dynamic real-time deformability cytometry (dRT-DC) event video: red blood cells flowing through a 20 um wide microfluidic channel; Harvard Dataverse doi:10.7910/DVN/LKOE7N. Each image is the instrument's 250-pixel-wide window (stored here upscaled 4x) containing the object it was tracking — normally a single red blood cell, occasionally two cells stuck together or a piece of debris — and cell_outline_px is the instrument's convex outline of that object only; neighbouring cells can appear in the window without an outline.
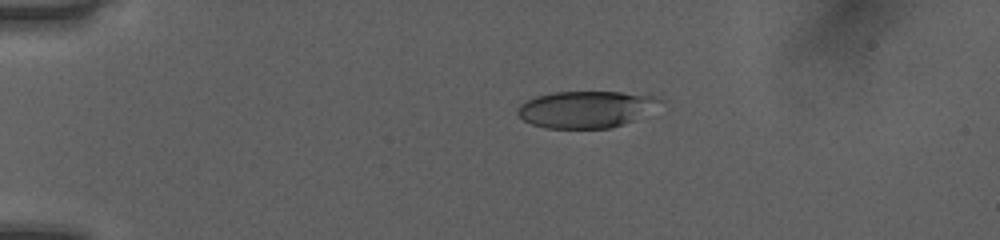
{"species": "human", "species_latin": "Homo sapiens", "temperature_condition": "room temperature", "stored_images_in_passage": 41, "camera_frame_rate_fps": 3000, "um_per_image_px": 0.085, "donor": {"sex": "female"}, "frame": {"image": 1, "passage_image": 1, "time_ms": 0.0, "image_size_px": [1000, 240], "cell_outline_px": [[668, 100], [632, 120], [624, 124], [612, 128], [544, 128], [532, 124], [524, 120], [516, 112], [516, 108], [524, 100], [536, 96], [556, 92], [620, 92], [656, 96]], "centroid_in_image_um": [49.79, 9.28], "position_along_channel_um": 35.2, "area_um2": 30.58}}
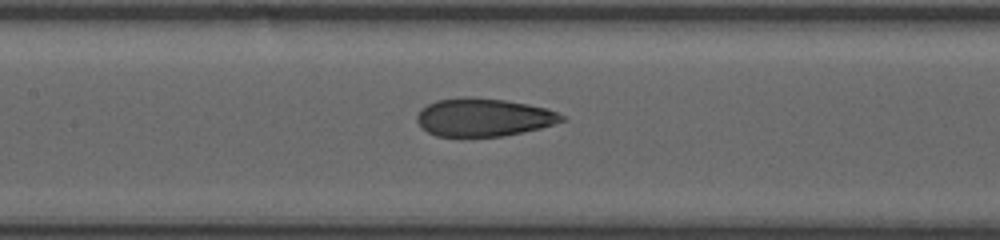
{"frame": {"image": 2, "passage_image": 15, "time_ms": 4.667, "image_size_px": [1000, 240], "cell_outline_px": [[568, 120], [540, 128], [504, 136], [436, 136], [428, 132], [416, 120], [416, 116], [428, 104], [436, 100], [460, 96], [472, 96], [504, 100], [528, 104], [544, 108], [556, 112], [564, 116]], "centroid_in_image_um": [41.11, 9.96], "position_along_channel_um": 166.3, "area_um2": 32.02}}
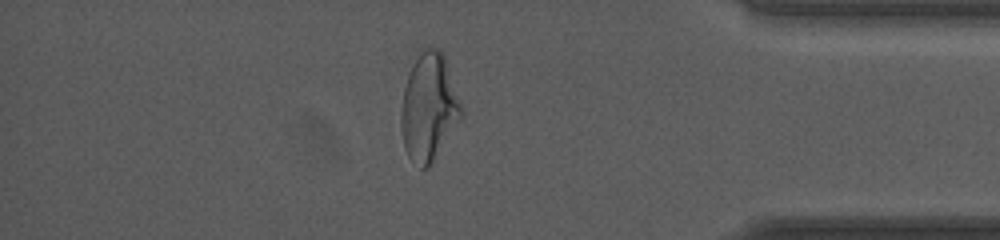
{"frame": {"image": 3, "passage_image": 34, "time_ms": 11.0, "image_size_px": [1000, 240], "cell_outline_px": [[464, 116], [428, 168], [420, 168], [408, 156], [404, 148], [400, 124], [400, 108], [404, 88], [408, 76], [420, 52], [428, 44], [440, 48], [444, 52], [464, 112]], "centroid_in_image_um": [36.47, 9.1], "position_along_channel_um": 398.7, "area_um2": 38.21}, "authors_computed_cell_mechanics": {"area_um2": 32.8882, "velocity_mm_per_s": 4.0603, "shape_relaxation_time_tau1_ms": 5.171, "shape_relaxation_time_tau2_ms": 1.2395, "deformation_change_tau1": 0.1853, "deformation_change_tau2": 0.0806}}